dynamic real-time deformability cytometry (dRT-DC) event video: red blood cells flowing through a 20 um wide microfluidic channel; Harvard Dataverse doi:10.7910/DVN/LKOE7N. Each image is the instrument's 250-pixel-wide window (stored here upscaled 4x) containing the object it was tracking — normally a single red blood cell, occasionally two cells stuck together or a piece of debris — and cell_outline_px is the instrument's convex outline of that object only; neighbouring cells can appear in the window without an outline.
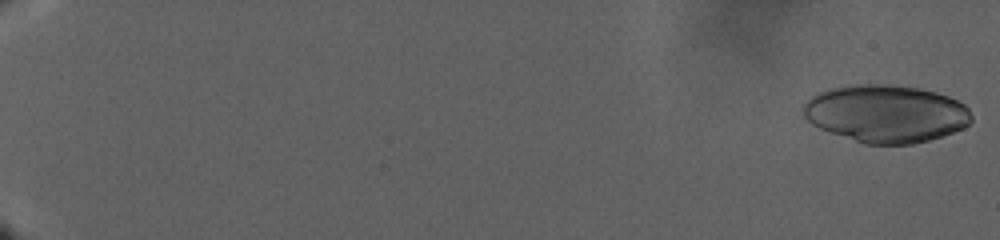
{"species": "human", "species_latin": "Homo sapiens", "temperature_condition": "warm", "stored_images_in_passage": 141, "camera_frame_rate_fps": 3000, "um_per_image_px": 0.085, "donor": {"sex": "male"}, "frame": {"image": 1, "passage_image": 2, "time_ms": 0.333, "image_size_px": [1000, 240], "cell_outline_px": [[972, 120], [964, 128], [928, 140], [912, 144], [864, 144], [820, 128], [812, 124], [804, 116], [800, 108], [812, 96], [820, 92], [832, 88], [852, 84], [888, 84], [920, 88], [936, 92], [948, 96], [964, 104], [968, 108], [972, 116]], "centroid_in_image_um": [75.3, 9.65], "position_along_channel_um": 9.7, "area_um2": 56.41}}
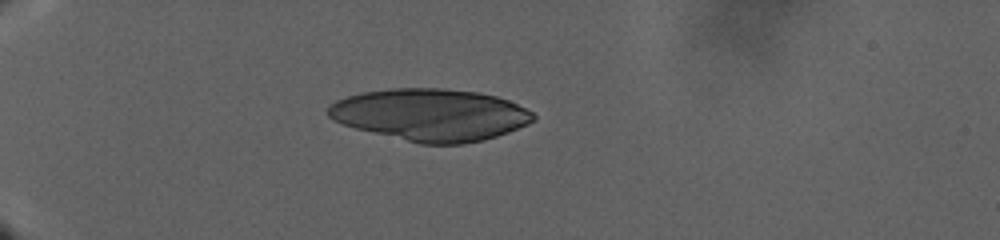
{"frame": {"image": 2, "passage_image": 46, "time_ms": 15.0, "image_size_px": [1000, 240], "cell_outline_px": [[536, 120], [528, 124], [508, 132], [484, 140], [464, 144], [420, 144], [356, 128], [332, 120], [328, 116], [328, 104], [336, 100], [360, 92], [388, 88], [444, 88], [480, 92], [496, 96], [508, 100], [532, 112], [536, 116]], "centroid_in_image_um": [36.59, 9.75], "position_along_channel_um": 48.4, "area_um2": 62.42}}